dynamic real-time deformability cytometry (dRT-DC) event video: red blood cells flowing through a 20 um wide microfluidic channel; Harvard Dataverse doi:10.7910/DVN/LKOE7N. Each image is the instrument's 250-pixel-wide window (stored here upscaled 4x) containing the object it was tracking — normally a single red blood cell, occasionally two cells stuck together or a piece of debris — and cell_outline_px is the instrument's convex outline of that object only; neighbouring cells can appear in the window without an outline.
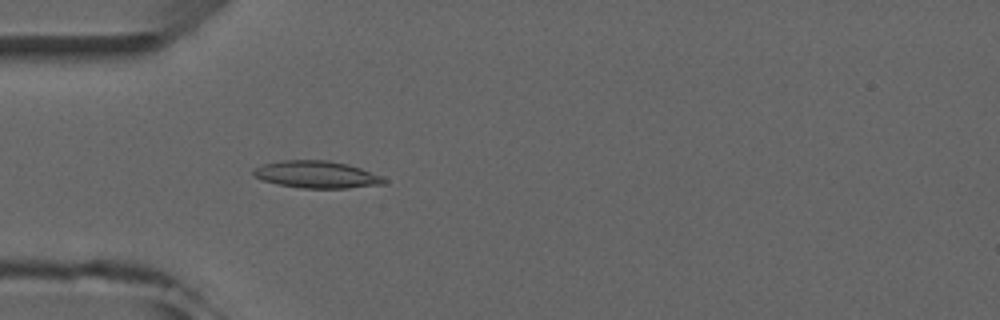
{"species": "common noctule bat (a hibernating species)", "species_latin": "Nyctalus noctula", "temperature_condition": "room temperature", "stored_images_in_passage": 3, "camera_frame_rate_fps": 3000, "um_per_image_px": 0.085, "animal": {"sex": "male", "forearm_length_mm": 52.5}, "frame": {"image": 1, "passage_image": 3, "time_ms": 3.333, "image_size_px": [1000, 320], "cell_outline_px": [[388, 180], [384, 184], [348, 188], [300, 188], [280, 184], [264, 180], [252, 176], [252, 172], [256, 168], [264, 164], [284, 160], [328, 160], [348, 164], [360, 168], [380, 176]], "centroid_in_image_um": [26.93, 14.83], "position_along_channel_um": 58.1, "area_um2": 20.46}}